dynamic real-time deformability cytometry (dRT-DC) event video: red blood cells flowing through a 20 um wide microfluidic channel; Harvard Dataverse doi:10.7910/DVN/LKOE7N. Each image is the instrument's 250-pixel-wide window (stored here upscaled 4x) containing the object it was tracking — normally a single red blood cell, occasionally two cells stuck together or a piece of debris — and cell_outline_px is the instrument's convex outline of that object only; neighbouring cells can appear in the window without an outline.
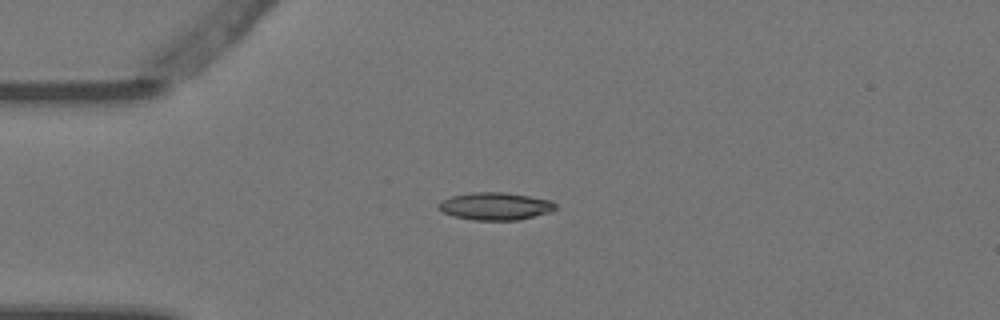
{"species": "Egyptian fruit bat (a non-hibernating species)", "species_latin": "Rousettus aegyptiacus", "temperature_condition": "warm", "stored_images_in_passage": 6, "camera_frame_rate_fps": 3000, "um_per_image_px": 0.085, "animal": {"sex": "female"}, "frame": {"image": 1, "passage_image": 4, "time_ms": 1.0, "image_size_px": [1000, 320], "cell_outline_px": [[556, 208], [552, 212], [520, 220], [472, 220], [452, 216], [436, 208], [436, 204], [440, 200], [452, 196], [472, 192], [504, 192], [552, 200], [556, 204]], "centroid_in_image_um": [42.08, 17.53], "position_along_channel_um": 42.9, "area_um2": 19.07}}
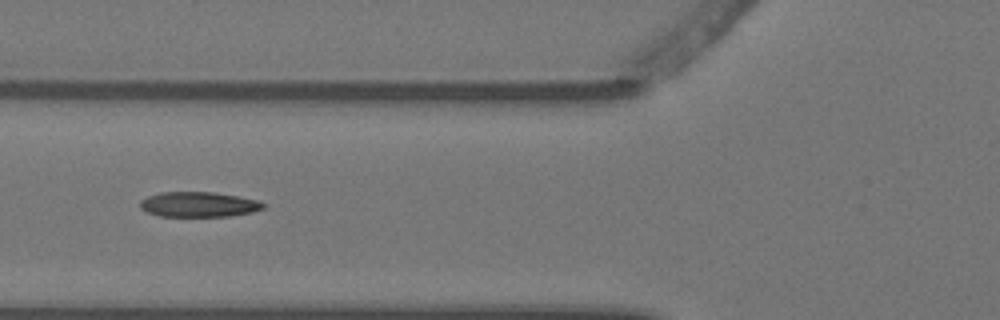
{"frame": {"image": 2, "passage_image": 6, "time_ms": 1.667, "image_size_px": [1000, 320], "cell_outline_px": [[264, 208], [252, 212], [228, 216], [160, 216], [148, 212], [140, 208], [140, 200], [148, 196], [160, 192], [216, 192], [260, 200], [264, 204]], "centroid_in_image_um": [16.89, 17.37], "position_along_channel_um": 108.9, "area_um2": 18.03}}